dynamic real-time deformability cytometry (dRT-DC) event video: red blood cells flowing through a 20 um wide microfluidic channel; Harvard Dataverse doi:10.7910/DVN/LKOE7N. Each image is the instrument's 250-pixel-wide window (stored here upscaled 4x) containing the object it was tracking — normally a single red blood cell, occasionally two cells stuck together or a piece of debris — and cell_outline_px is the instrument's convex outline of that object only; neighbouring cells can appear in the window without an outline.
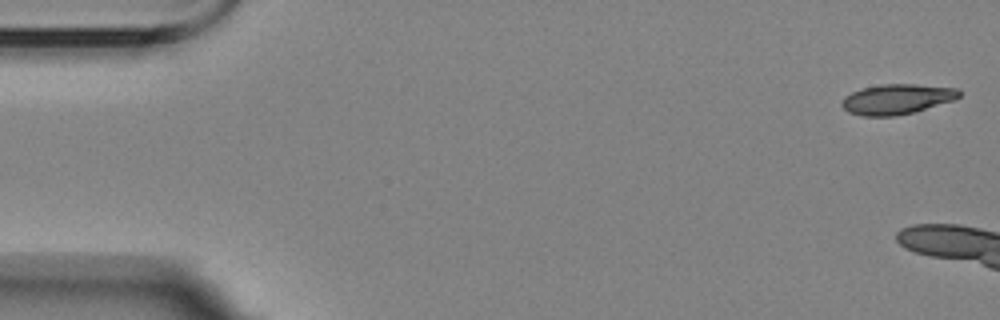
{"species": "Egyptian fruit bat (a non-hibernating species)", "species_latin": "Rousettus aegyptiacus", "temperature_condition": "room temperature", "stored_images_in_passage": 5, "camera_frame_rate_fps": 3000, "um_per_image_px": 0.085, "animal": {"sex": "female"}, "frame": {"image": 1, "passage_image": 1, "time_ms": 0.0, "image_size_px": [1000, 320], "cell_outline_px": [[960, 96], [956, 100], [912, 112], [896, 116], [860, 116], [848, 112], [840, 104], [844, 96], [852, 92], [864, 88], [880, 84], [916, 84], [960, 88]], "centroid_in_image_um": [76.25, 8.42], "position_along_channel_um": 8.8, "area_um2": 20.75}}
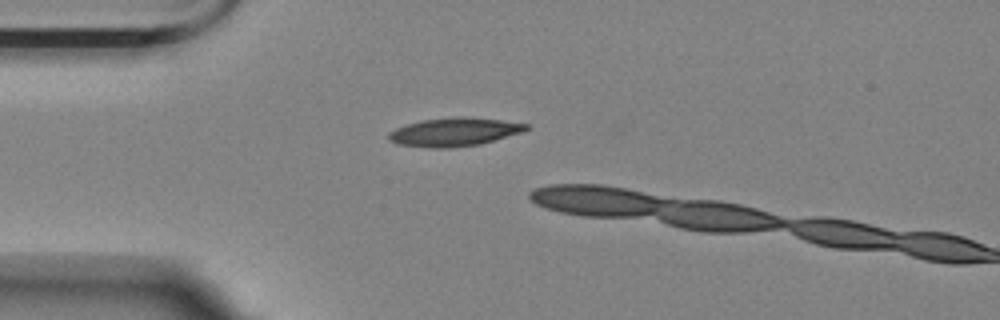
{"frame": {"image": 2, "passage_image": 4, "time_ms": 4.333, "image_size_px": [1000, 320], "cell_outline_px": [[532, 128], [524, 132], [480, 144], [448, 148], [432, 148], [396, 144], [388, 140], [388, 132], [396, 128], [408, 124], [424, 120], [460, 116], [464, 116], [500, 120], [528, 124]], "centroid_in_image_um": [38.64, 11.22], "position_along_channel_um": 46.4, "area_um2": 22.83}}